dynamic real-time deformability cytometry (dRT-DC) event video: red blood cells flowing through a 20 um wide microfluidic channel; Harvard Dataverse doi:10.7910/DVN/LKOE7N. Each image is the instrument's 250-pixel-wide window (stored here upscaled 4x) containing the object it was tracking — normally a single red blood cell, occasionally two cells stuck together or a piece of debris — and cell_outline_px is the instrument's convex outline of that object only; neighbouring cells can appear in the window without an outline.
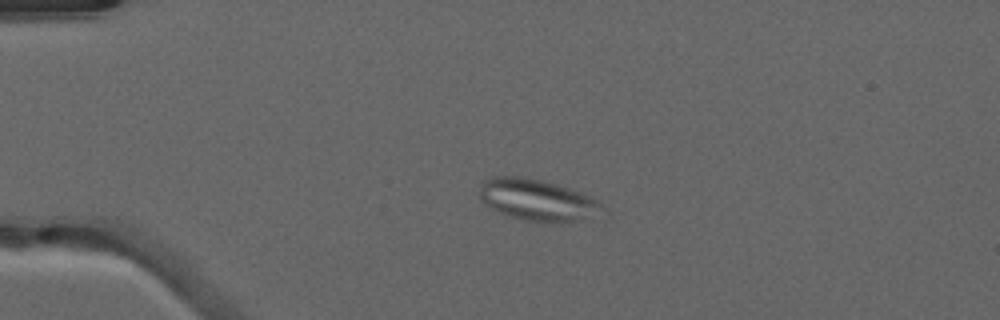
{"species": "common noctule bat (a hibernating species)", "species_latin": "Nyctalus noctula", "temperature_condition": "warm", "stored_images_in_passage": 51, "camera_frame_rate_fps": 3000, "um_per_image_px": 0.085, "animal": {"sex": "male", "forearm_length_mm": 52.5}, "frame": {"image": 1, "passage_image": 12, "time_ms": 3.667, "image_size_px": [1000, 320], "cell_outline_px": [[608, 212], [572, 220], [528, 220], [508, 216], [492, 208], [480, 200], [480, 180], [492, 176], [520, 176], [540, 180], [556, 184], [580, 192], [600, 200], [608, 208]], "centroid_in_image_um": [45.67, 16.95], "position_along_channel_um": 39.3, "area_um2": 29.3}}
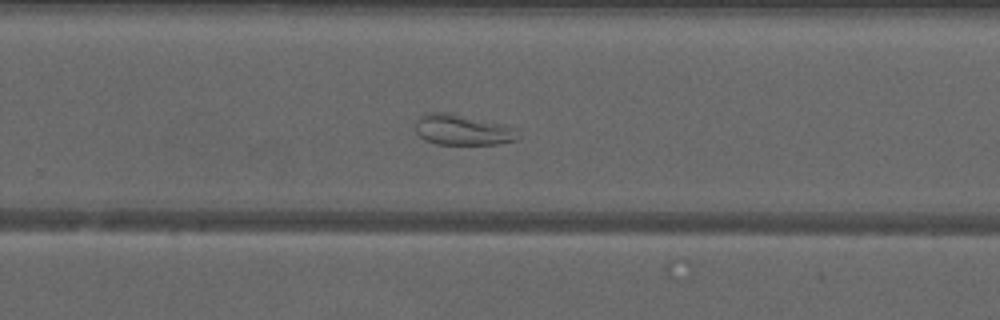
{"frame": {"image": 2, "passage_image": 34, "time_ms": 11.0, "image_size_px": [1000, 320], "cell_outline_px": [[520, 136], [516, 140], [500, 144], [436, 144], [424, 140], [416, 132], [416, 124], [420, 116], [432, 112], [440, 112], [484, 120], [504, 124]], "centroid_in_image_um": [39.29, 11.06], "position_along_channel_um": 290.5, "area_um2": 17.8}}
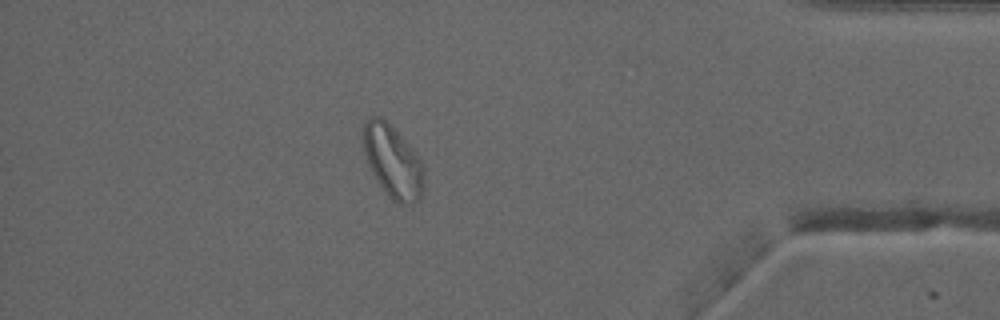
{"frame": {"image": 3, "passage_image": 45, "time_ms": 14.667, "image_size_px": [1000, 320], "cell_outline_px": [[424, 188], [420, 196], [412, 204], [404, 204], [392, 200], [388, 196], [376, 180], [368, 164], [364, 152], [364, 124], [368, 116], [380, 116], [412, 148], [420, 160], [424, 168]], "centroid_in_image_um": [33.39, 13.75], "position_along_channel_um": 401.8, "area_um2": 25.26}}